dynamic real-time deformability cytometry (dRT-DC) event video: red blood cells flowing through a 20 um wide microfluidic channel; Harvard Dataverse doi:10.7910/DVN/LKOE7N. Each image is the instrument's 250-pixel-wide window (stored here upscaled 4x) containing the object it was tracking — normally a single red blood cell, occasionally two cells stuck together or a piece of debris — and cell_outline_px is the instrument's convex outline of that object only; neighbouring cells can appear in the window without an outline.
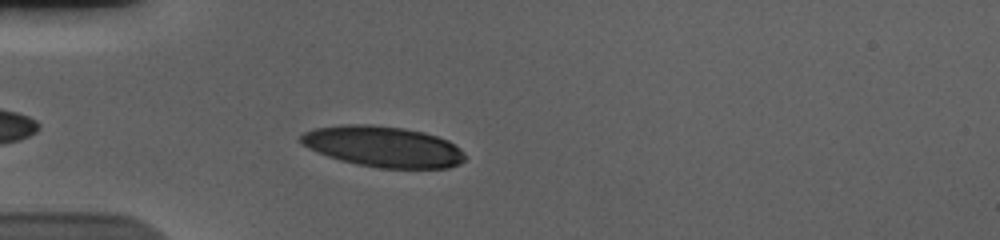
{"species": "human", "species_latin": "Homo sapiens", "temperature_condition": "cold", "stored_images_in_passage": 40, "camera_frame_rate_fps": 3000, "um_per_image_px": 0.085, "donor": {"sex": "male"}, "frame": {"image": 1, "passage_image": 4, "time_ms": 1.0, "image_size_px": [1000, 240], "cell_outline_px": [[468, 156], [460, 164], [448, 168], [380, 168], [356, 164], [340, 160], [328, 156], [308, 148], [300, 144], [300, 136], [304, 132], [316, 128], [340, 124], [372, 124], [404, 128], [424, 132], [448, 140], [460, 148]], "centroid_in_image_um": [32.58, 12.46], "position_along_channel_um": 52.4, "area_um2": 39.36}}
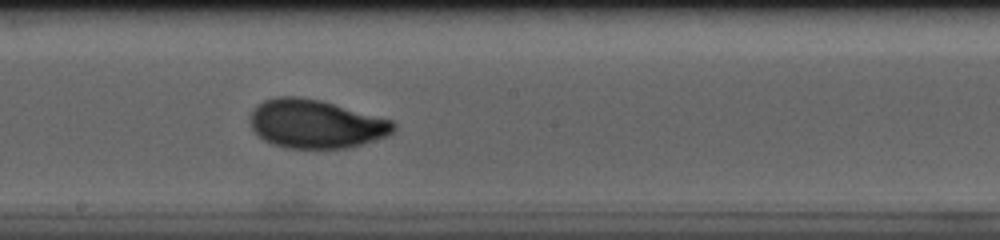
{"frame": {"image": 2, "passage_image": 19, "time_ms": 6.0, "image_size_px": [1000, 240], "cell_outline_px": [[396, 128], [392, 132], [384, 136], [348, 148], [284, 148], [272, 144], [264, 140], [252, 128], [248, 120], [252, 108], [256, 104], [264, 100], [276, 96], [300, 96], [320, 100], [392, 120], [396, 124]], "centroid_in_image_um": [26.77, 10.52], "position_along_channel_um": 221.4, "area_um2": 40.63}}
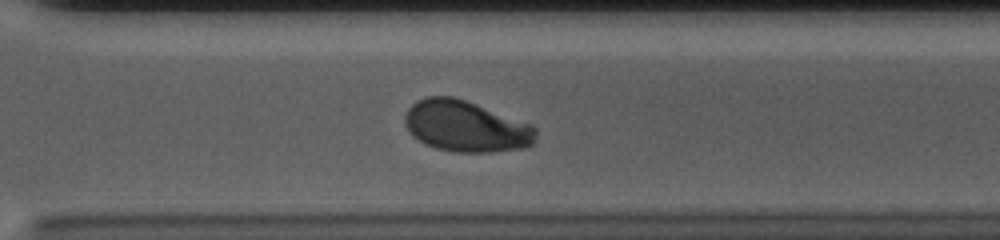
{"frame": {"image": 3, "passage_image": 28, "time_ms": 9.0, "image_size_px": [1000, 240], "cell_outline_px": [[536, 136], [532, 144], [520, 148], [492, 152], [452, 152], [436, 148], [424, 144], [412, 136], [404, 124], [404, 116], [408, 108], [416, 100], [428, 96], [452, 96], [476, 104], [532, 124], [536, 128]], "centroid_in_image_um": [39.56, 10.74], "position_along_channel_um": 331.0, "area_um2": 39.13}, "authors_computed_cell_mechanics": {"area_um2": 39.2751, "velocity_mm_per_s": 3.6563, "shape_relaxation_time_tau1_ms": 3.3839, "shape_relaxation_time_tau2_ms": null, "deformation_change_tau1": 0.1516, "deformation_change_tau2": null}}